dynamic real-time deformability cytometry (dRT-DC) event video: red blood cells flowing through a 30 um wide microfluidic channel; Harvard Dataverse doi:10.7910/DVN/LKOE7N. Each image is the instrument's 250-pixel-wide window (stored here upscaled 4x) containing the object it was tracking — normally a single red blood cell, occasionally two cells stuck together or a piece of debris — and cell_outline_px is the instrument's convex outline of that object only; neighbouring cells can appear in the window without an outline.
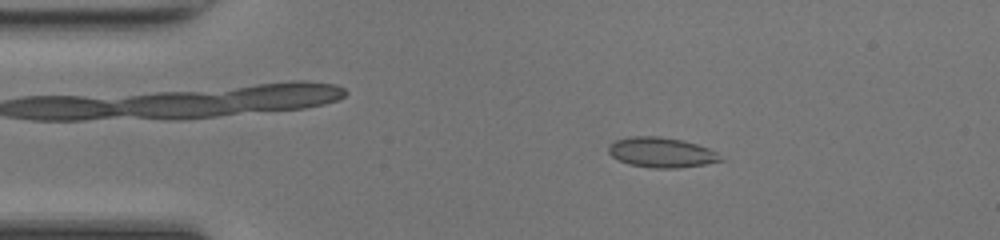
{"species": "common noctule bat (a hibernating species)", "species_latin": "Nyctalus noctula", "temperature_condition": "room temperature", "stored_images_in_passage": 48, "camera_frame_rate_fps": 3000, "um_per_image_px": 0.085, "animal": {"sex": "female", "body_mass_g": 17.0, "forearm_length_mm": 48.0}, "frame": {"image": 1, "passage_image": 9, "time_ms": 2.667, "image_size_px": [1000, 240], "cell_outline_px": [[724, 160], [704, 164], [676, 168], [652, 168], [628, 164], [612, 156], [608, 152], [608, 144], [616, 140], [628, 136], [660, 136], [684, 140], [708, 148], [716, 152]], "centroid_in_image_um": [56.18, 12.94], "position_along_channel_um": 28.8, "area_um2": 19.65}}
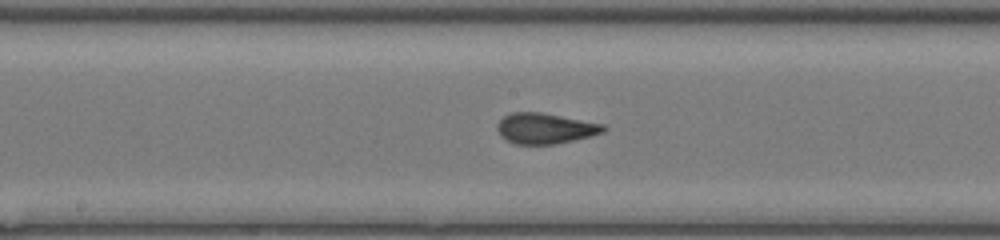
{"frame": {"image": 2, "passage_image": 25, "time_ms": 8.0, "image_size_px": [1000, 240], "cell_outline_px": [[608, 128], [604, 132], [556, 144], [512, 144], [504, 140], [500, 136], [496, 128], [496, 124], [504, 116], [512, 112], [540, 112], [604, 124]], "centroid_in_image_um": [46.29, 10.92], "position_along_channel_um": 201.9, "area_um2": 19.02}}
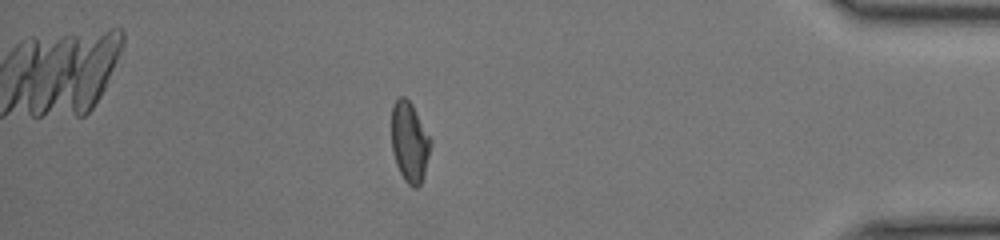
{"frame": {"image": 3, "passage_image": 42, "time_ms": 13.667, "image_size_px": [1000, 240], "cell_outline_px": [[432, 144], [424, 176], [420, 184], [416, 188], [412, 188], [404, 180], [396, 164], [392, 152], [392, 104], [400, 96], [404, 96], [412, 104], [432, 140]], "centroid_in_image_um": [34.82, 12.09], "position_along_channel_um": 400.4, "area_um2": 18.44}, "authors_computed_cell_mechanics": {"area_um2": 18.7272, "velocity_mm_per_s": 4.2772, "shape_relaxation_time_tau1_ms": 10.2747, "shape_relaxation_time_tau2_ms": null, "deformation_change_tau1": 0.2616, "deformation_change_tau2": null}}